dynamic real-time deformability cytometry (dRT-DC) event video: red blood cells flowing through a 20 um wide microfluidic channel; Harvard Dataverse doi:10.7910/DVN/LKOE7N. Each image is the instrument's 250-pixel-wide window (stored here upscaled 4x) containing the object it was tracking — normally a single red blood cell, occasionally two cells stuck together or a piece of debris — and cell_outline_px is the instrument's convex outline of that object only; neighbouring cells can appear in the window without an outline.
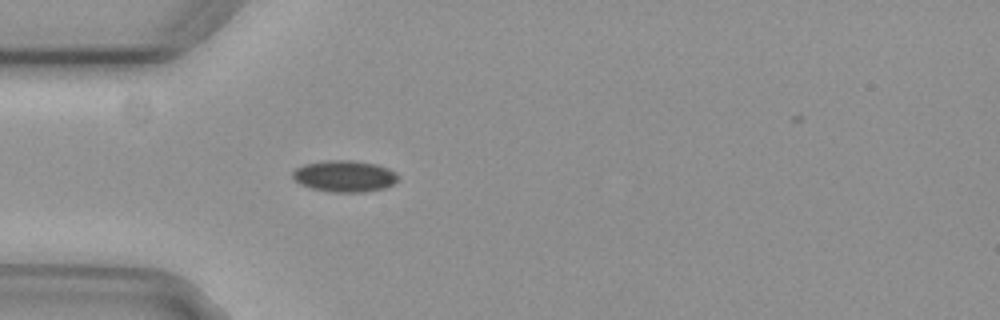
{"species": "common noctule bat (a hibernating species)", "species_latin": "Nyctalus noctula", "temperature_condition": "cold", "stored_images_in_passage": 4, "camera_frame_rate_fps": 3000, "um_per_image_px": 0.085, "animal": {"sex": "female", "body_mass_g": 29.2, "forearm_length_mm": 56.3}, "frame": {"image": 1, "passage_image": 4, "time_ms": 1.0, "image_size_px": [1000, 320], "cell_outline_px": [[396, 180], [392, 184], [384, 188], [364, 192], [328, 192], [312, 188], [300, 184], [292, 176], [292, 172], [296, 168], [304, 164], [328, 160], [352, 160], [376, 164], [388, 168], [396, 172]], "centroid_in_image_um": [29.26, 14.97], "position_along_channel_um": 55.7, "area_um2": 19.25}}